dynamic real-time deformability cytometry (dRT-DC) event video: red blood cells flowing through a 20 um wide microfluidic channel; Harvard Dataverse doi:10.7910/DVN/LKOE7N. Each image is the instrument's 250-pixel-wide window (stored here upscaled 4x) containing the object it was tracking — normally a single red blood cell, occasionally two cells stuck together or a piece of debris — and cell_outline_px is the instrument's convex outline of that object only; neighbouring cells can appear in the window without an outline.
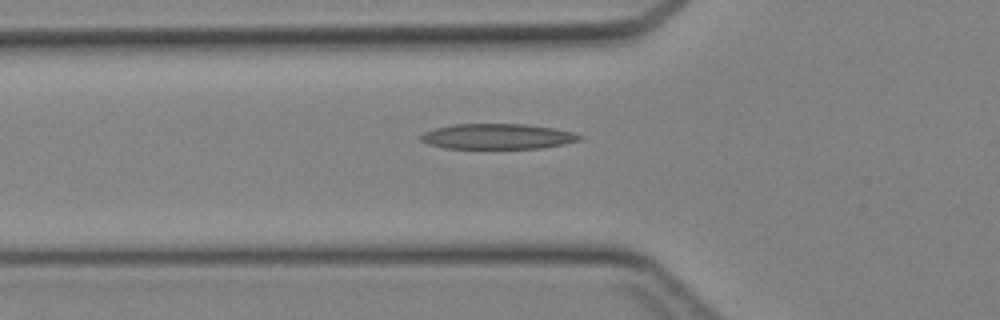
{"species": "Egyptian fruit bat (a non-hibernating species)", "species_latin": "Rousettus aegyptiacus", "temperature_condition": "cold", "stored_images_in_passage": 33, "camera_frame_rate_fps": 3000, "um_per_image_px": 0.085, "animal": {"sex": "female"}, "frame": {"image": 1, "passage_image": 8, "time_ms": 2.333, "image_size_px": [1000, 320], "cell_outline_px": [[584, 136], [580, 140], [564, 144], [540, 148], [444, 148], [428, 144], [420, 140], [420, 136], [424, 132], [436, 128], [452, 124], [524, 124], [552, 128], [572, 132]], "centroid_in_image_um": [42.27, 11.6], "position_along_channel_um": 83.5, "area_um2": 23.35}}
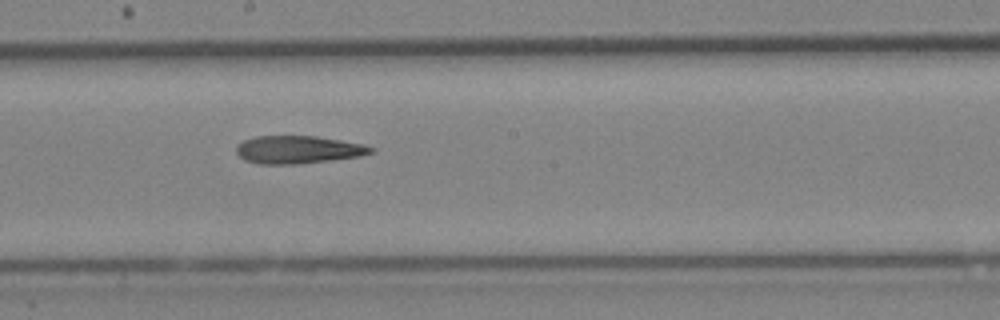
{"frame": {"image": 2, "passage_image": 17, "time_ms": 5.333, "image_size_px": [1000, 320], "cell_outline_px": [[376, 152], [360, 156], [332, 160], [296, 164], [260, 164], [244, 160], [236, 152], [236, 144], [244, 140], [256, 136], [316, 136], [364, 144], [376, 148]], "centroid_in_image_um": [25.36, 12.72], "position_along_channel_um": 222.8, "area_um2": 21.96}}
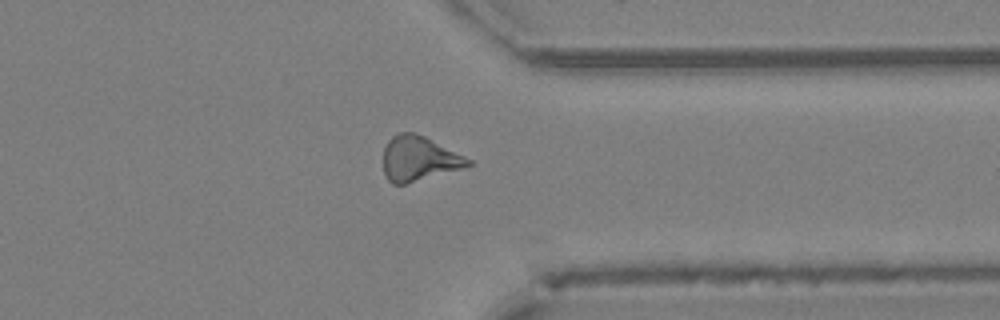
{"frame": {"image": 3, "passage_image": 27, "time_ms": 8.667, "image_size_px": [1000, 320], "cell_outline_px": [[476, 164], [464, 168], [404, 184], [392, 184], [388, 180], [384, 172], [384, 148], [388, 140], [392, 136], [400, 132], [416, 132], [472, 160]], "centroid_in_image_um": [35.62, 13.48], "position_along_channel_um": 375.8, "area_um2": 22.08}}